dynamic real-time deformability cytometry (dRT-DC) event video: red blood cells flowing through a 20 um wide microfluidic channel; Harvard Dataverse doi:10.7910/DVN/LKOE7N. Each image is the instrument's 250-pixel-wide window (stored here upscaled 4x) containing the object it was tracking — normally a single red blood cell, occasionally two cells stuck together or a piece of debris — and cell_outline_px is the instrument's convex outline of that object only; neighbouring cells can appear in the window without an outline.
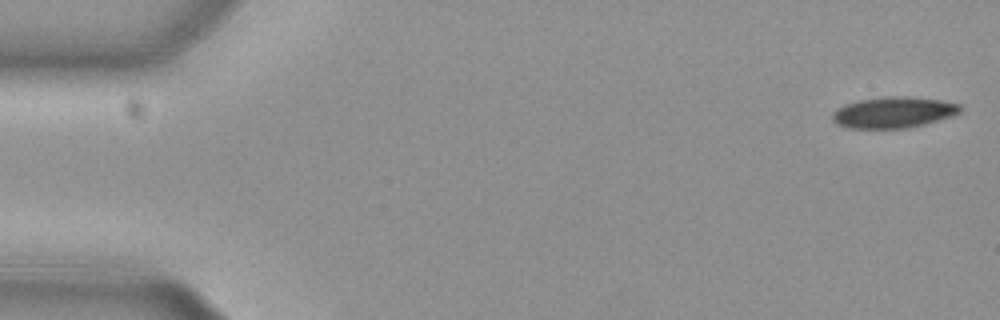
{"species": "common noctule bat (a hibernating species)", "species_latin": "Nyctalus noctula", "temperature_condition": "cold", "stored_images_in_passage": 2, "camera_frame_rate_fps": 3000, "um_per_image_px": 0.085, "animal": {"sex": "female", "body_mass_g": 29.2, "forearm_length_mm": 56.3}, "frame": {"image": 1, "passage_image": 1, "time_ms": 0.0, "image_size_px": [1000, 320], "cell_outline_px": [[960, 112], [924, 124], [908, 128], [844, 128], [836, 124], [832, 120], [832, 112], [848, 104], [860, 100], [888, 96], [904, 96], [940, 100], [960, 104]], "centroid_in_image_um": [75.9, 9.56], "position_along_channel_um": 9.1, "area_um2": 22.77}}